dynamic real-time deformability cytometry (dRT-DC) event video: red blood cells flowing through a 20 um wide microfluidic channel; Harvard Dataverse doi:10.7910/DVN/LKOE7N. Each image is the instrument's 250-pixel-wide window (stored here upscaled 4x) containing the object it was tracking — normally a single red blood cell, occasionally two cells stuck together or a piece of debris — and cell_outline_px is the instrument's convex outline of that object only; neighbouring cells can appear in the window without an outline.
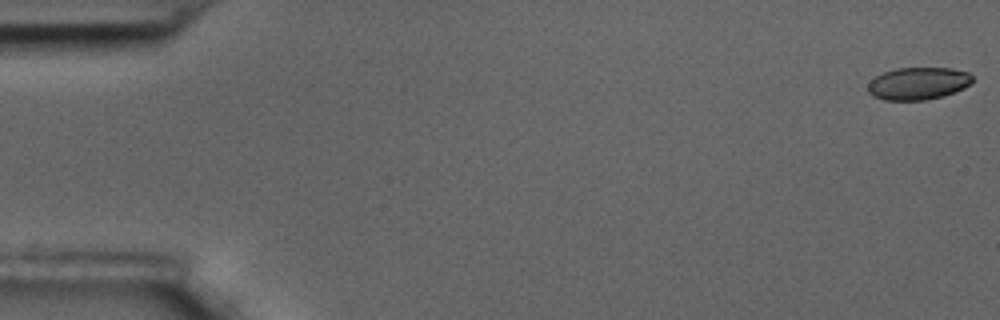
{"species": "common noctule bat (a hibernating species)", "species_latin": "Nyctalus noctula", "temperature_condition": "room temperature", "stored_images_in_passage": 58, "camera_frame_rate_fps": 3000, "um_per_image_px": 0.085, "animal": {"sex": "male", "body_mass_g": 17.5, "forearm_length_mm": 52.3}, "frame": {"image": 1, "passage_image": 1, "time_ms": 0.0, "image_size_px": [1000, 320], "cell_outline_px": [[972, 80], [964, 88], [944, 96], [924, 100], [884, 100], [872, 96], [868, 92], [868, 84], [876, 76], [884, 72], [896, 68], [952, 68], [968, 72], [972, 76]], "centroid_in_image_um": [78.03, 7.1], "position_along_channel_um": 7.0, "area_um2": 19.71}}
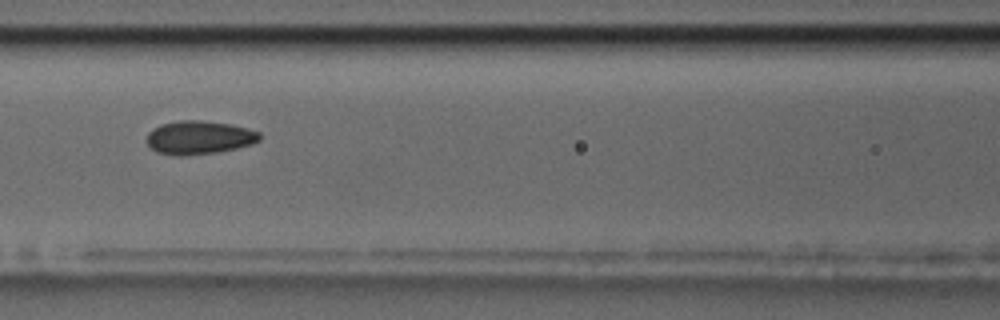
{"frame": {"image": 2, "passage_image": 26, "time_ms": 8.333, "image_size_px": [1000, 320], "cell_outline_px": [[260, 140], [252, 144], [236, 148], [216, 152], [184, 156], [176, 156], [156, 152], [148, 144], [148, 132], [152, 128], [160, 124], [180, 120], [200, 120], [232, 124], [248, 128], [260, 132]], "centroid_in_image_um": [16.93, 11.68], "position_along_channel_um": 149.7, "area_um2": 22.14}}
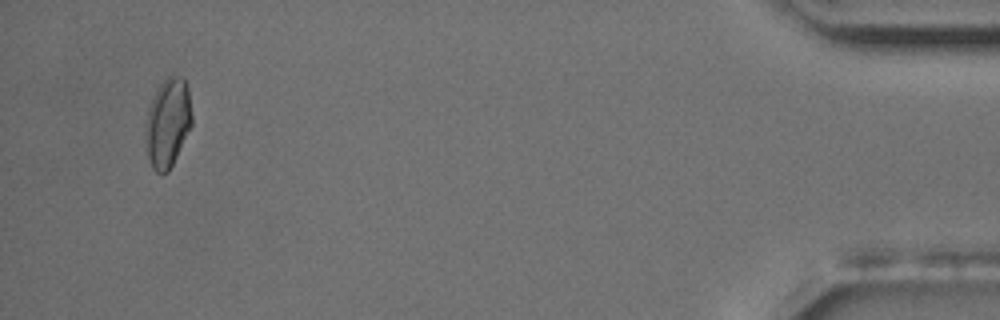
{"frame": {"image": 3, "passage_image": 56, "time_ms": 18.333, "image_size_px": [1000, 320], "cell_outline_px": [[192, 124], [168, 172], [156, 172], [152, 168], [148, 156], [144, 136], [144, 124], [148, 108], [156, 88], [172, 72], [184, 80], [188, 88], [192, 116]], "centroid_in_image_um": [14.23, 10.4], "position_along_channel_um": 421.0, "area_um2": 24.16}, "authors_computed_cell_mechanics": {"area_um2": 21.1548, "velocity_mm_per_s": 3.4841, "shape_relaxation_time_tau1_ms": 2.9634, "shape_relaxation_time_tau2_ms": 2.0747, "deformation_change_tau1": 0.0948, "deformation_change_tau2": 0.0652}}